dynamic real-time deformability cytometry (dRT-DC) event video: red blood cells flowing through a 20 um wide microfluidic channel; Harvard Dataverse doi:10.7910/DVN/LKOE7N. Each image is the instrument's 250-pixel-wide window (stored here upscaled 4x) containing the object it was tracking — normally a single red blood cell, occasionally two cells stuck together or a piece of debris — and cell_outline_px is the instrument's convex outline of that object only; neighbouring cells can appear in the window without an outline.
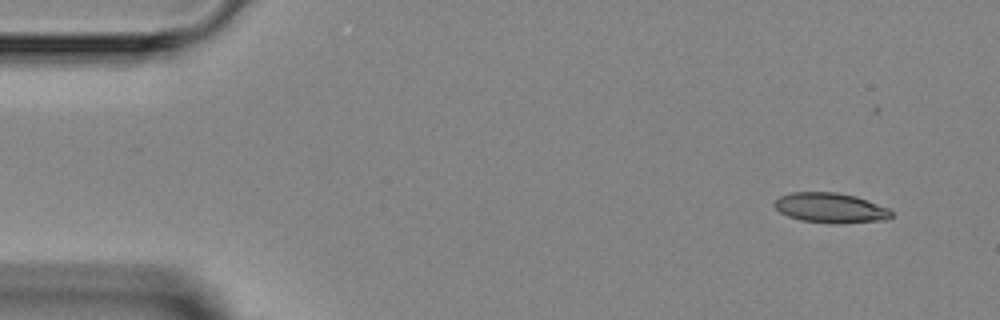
{"species": "Egyptian fruit bat (a non-hibernating species)", "species_latin": "Rousettus aegyptiacus", "temperature_condition": "room temperature", "stored_images_in_passage": 6, "camera_frame_rate_fps": 3000, "um_per_image_px": 0.085, "animal": {"sex": "female"}, "frame": {"image": 1, "passage_image": 1, "time_ms": 0.0, "image_size_px": [1000, 320], "cell_outline_px": [[892, 216], [888, 220], [840, 224], [832, 224], [800, 220], [788, 216], [780, 212], [772, 204], [780, 196], [792, 192], [836, 192], [856, 196], [888, 208], [892, 212]], "centroid_in_image_um": [70.6, 17.68], "position_along_channel_um": 14.4, "area_um2": 20.63}}
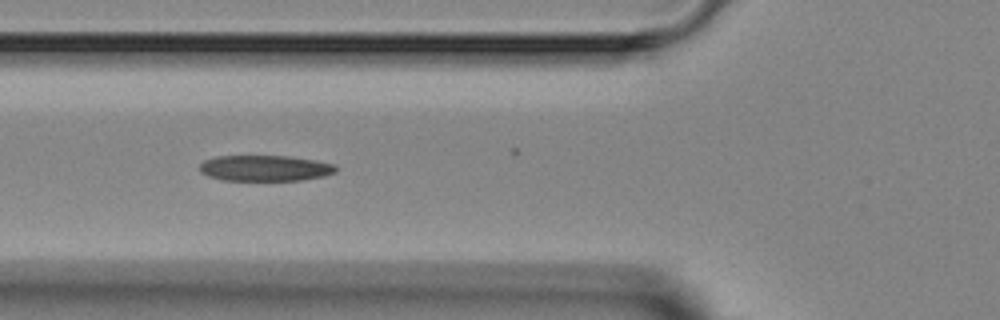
{"frame": {"image": 2, "passage_image": 5, "time_ms": 4.667, "image_size_px": [1000, 320], "cell_outline_px": [[336, 172], [324, 176], [300, 180], [220, 180], [208, 176], [200, 172], [200, 164], [204, 160], [216, 156], [288, 156], [316, 160], [336, 164]], "centroid_in_image_um": [22.52, 14.29], "position_along_channel_um": 103.3, "area_um2": 20.58}}
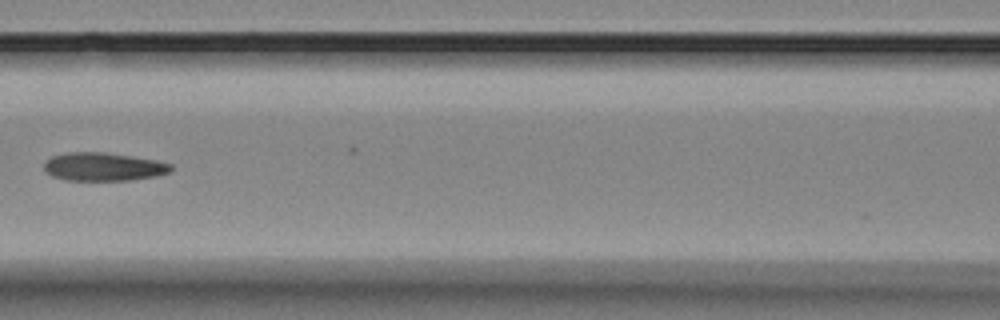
{"frame": {"image": 3, "passage_image": 6, "time_ms": 6.0, "image_size_px": [1000, 320], "cell_outline_px": [[172, 172], [156, 176], [132, 180], [64, 180], [52, 176], [44, 168], [44, 160], [52, 156], [68, 152], [104, 152], [132, 156], [156, 160], [172, 164]], "centroid_in_image_um": [8.8, 14.17], "position_along_channel_um": 157.8, "area_um2": 21.04}}